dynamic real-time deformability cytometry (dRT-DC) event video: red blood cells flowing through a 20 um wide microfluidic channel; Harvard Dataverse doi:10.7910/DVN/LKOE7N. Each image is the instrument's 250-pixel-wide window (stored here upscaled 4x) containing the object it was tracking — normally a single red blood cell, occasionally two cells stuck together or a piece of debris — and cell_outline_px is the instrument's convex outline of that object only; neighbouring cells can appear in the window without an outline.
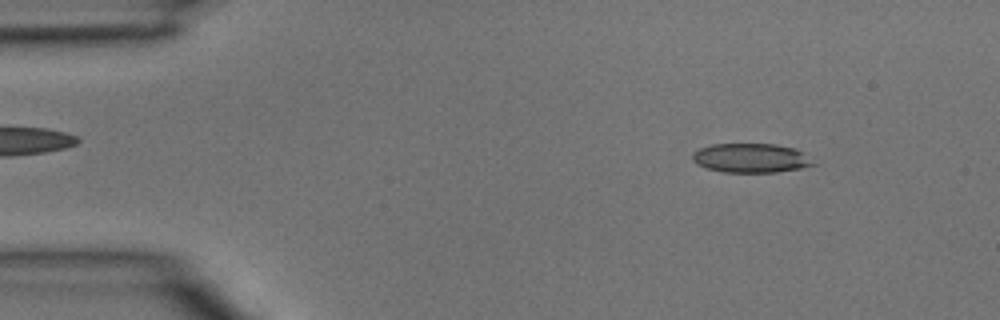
{"species": "common noctule bat (a hibernating species)", "species_latin": "Nyctalus noctula", "temperature_condition": "room temperature", "stored_images_in_passage": 44, "camera_frame_rate_fps": 3000, "um_per_image_px": 0.085, "animal": {"sex": "male", "body_mass_g": 15.6}, "frame": {"image": 1, "passage_image": 4, "time_ms": 1.0, "image_size_px": [1000, 320], "cell_outline_px": [[816, 164], [800, 168], [776, 172], [720, 172], [696, 164], [692, 160], [692, 152], [700, 148], [712, 144], [776, 144], [796, 148], [804, 152]], "centroid_in_image_um": [63.82, 13.43], "position_along_channel_um": 21.2, "area_um2": 20.69}}
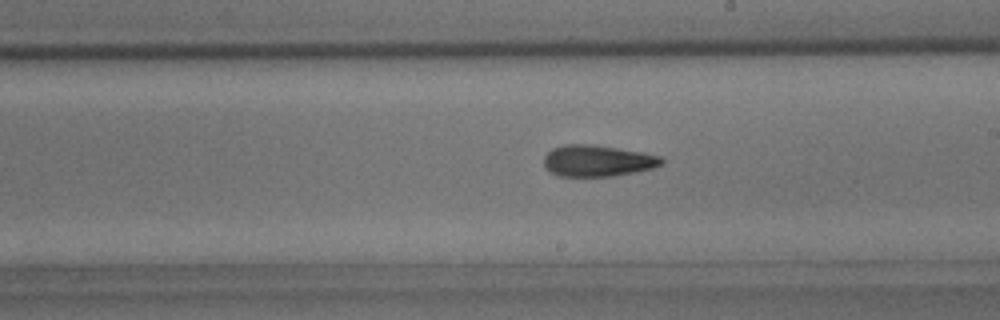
{"frame": {"image": 2, "passage_image": 24, "time_ms": 7.667, "image_size_px": [1000, 320], "cell_outline_px": [[664, 164], [652, 168], [636, 172], [612, 176], [560, 176], [552, 172], [544, 164], [544, 156], [552, 148], [564, 144], [588, 144], [644, 152], [660, 156], [664, 160]], "centroid_in_image_um": [50.82, 13.66], "position_along_channel_um": 238.2, "area_um2": 21.44}}
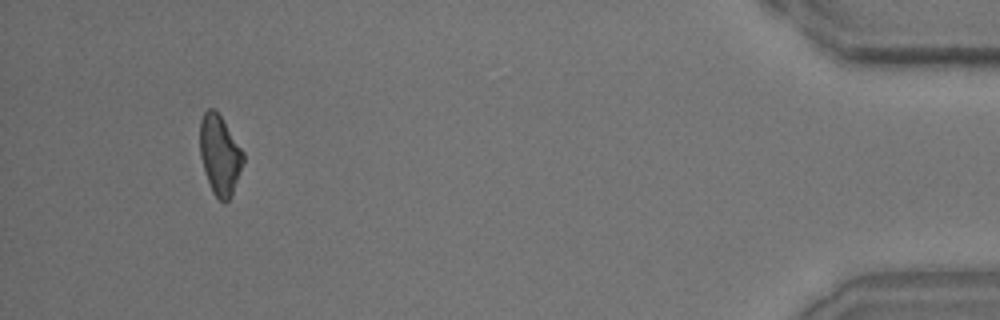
{"frame": {"image": 3, "passage_image": 41, "time_ms": 13.333, "image_size_px": [1000, 320], "cell_outline_px": [[244, 160], [232, 192], [228, 200], [224, 204], [212, 192], [200, 156], [200, 120], [204, 112], [208, 108], [212, 108], [220, 116], [244, 152]], "centroid_in_image_um": [18.67, 13.16], "position_along_channel_um": 416.5, "area_um2": 19.65}}